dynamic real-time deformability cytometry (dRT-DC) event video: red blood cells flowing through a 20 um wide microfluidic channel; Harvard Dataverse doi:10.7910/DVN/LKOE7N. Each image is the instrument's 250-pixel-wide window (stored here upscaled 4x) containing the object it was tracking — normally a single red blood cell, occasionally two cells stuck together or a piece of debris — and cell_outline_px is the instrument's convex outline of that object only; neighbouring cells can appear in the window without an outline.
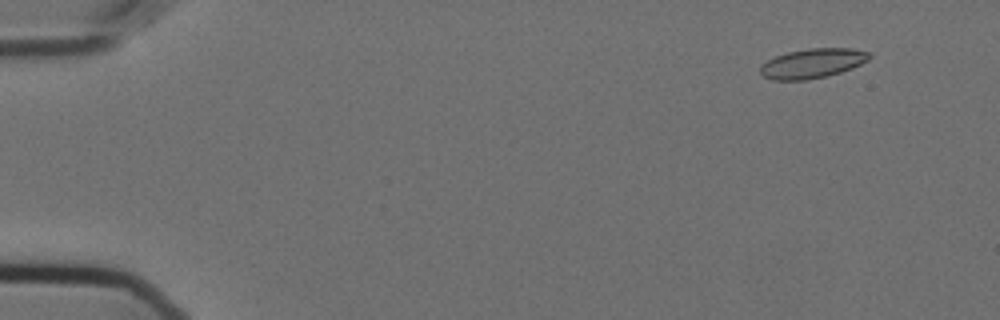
{"species": "Egyptian fruit bat (a non-hibernating species)", "species_latin": "Rousettus aegyptiacus", "temperature_condition": "cold", "stored_images_in_passage": 58, "camera_frame_rate_fps": 3000, "um_per_image_px": 0.085, "animal": {"sex": "female"}, "frame": {"image": 1, "passage_image": 6, "time_ms": 1.667, "image_size_px": [1000, 320], "cell_outline_px": [[872, 56], [868, 60], [852, 68], [828, 76], [804, 80], [772, 80], [764, 76], [760, 72], [760, 64], [776, 56], [788, 52], [808, 48], [852, 48], [872, 52]], "centroid_in_image_um": [69.08, 5.38], "position_along_channel_um": 15.9, "area_um2": 18.9}}
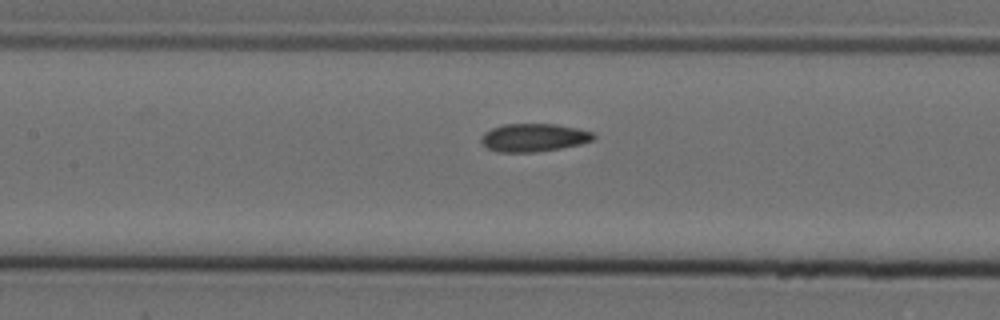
{"frame": {"image": 2, "passage_image": 28, "time_ms": 9.0, "image_size_px": [1000, 320], "cell_outline_px": [[596, 136], [592, 140], [580, 144], [560, 148], [532, 152], [496, 152], [488, 148], [480, 140], [484, 132], [492, 128], [504, 124], [556, 124], [576, 128], [592, 132]], "centroid_in_image_um": [45.35, 11.69], "position_along_channel_um": 162.0, "area_um2": 18.21}}
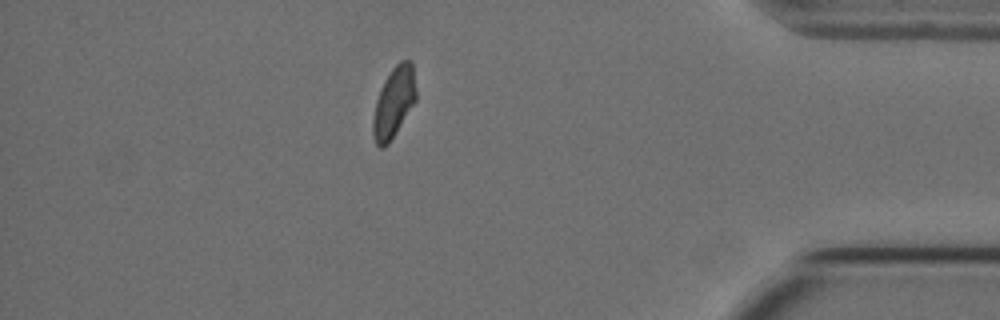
{"frame": {"image": 3, "passage_image": 51, "time_ms": 16.667, "image_size_px": [1000, 320], "cell_outline_px": [[416, 100], [388, 144], [384, 148], [380, 148], [376, 144], [372, 136], [372, 120], [376, 100], [380, 88], [384, 80], [392, 68], [400, 60], [412, 60], [416, 92]], "centroid_in_image_um": [33.45, 8.69], "position_along_channel_um": 401.7, "area_um2": 17.74}, "authors_computed_cell_mechanics": {"area_um2": 18.3515, "velocity_mm_per_s": 3.5922, "shape_relaxation_time_tau1_ms": null, "shape_relaxation_time_tau2_ms": 4.1452, "deformation_change_tau1": null, "deformation_change_tau2": 0.0786}}